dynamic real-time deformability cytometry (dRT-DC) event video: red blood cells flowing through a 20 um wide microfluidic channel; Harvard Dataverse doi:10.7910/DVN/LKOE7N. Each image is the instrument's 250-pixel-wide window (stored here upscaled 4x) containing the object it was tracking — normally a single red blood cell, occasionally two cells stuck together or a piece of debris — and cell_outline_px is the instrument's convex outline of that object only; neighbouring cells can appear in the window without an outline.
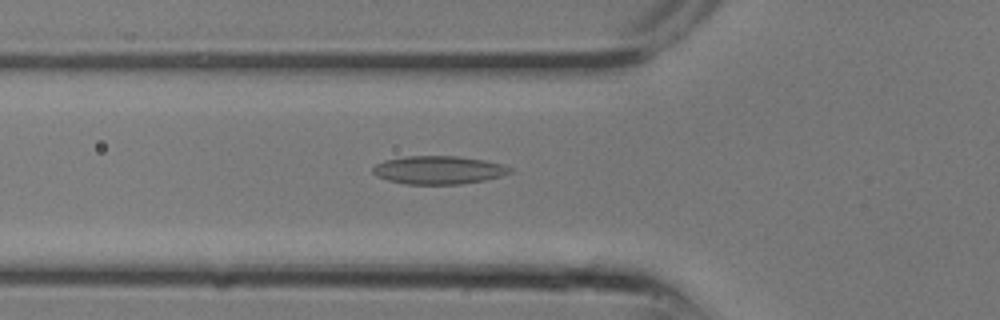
{"species": "common noctule bat (a hibernating species)", "species_latin": "Nyctalus noctula", "temperature_condition": "room temperature", "stored_images_in_passage": 25, "camera_frame_rate_fps": 3000, "um_per_image_px": 0.085, "animal": {"sex": "male", "body_mass_g": 13.3}, "frame": {"image": 1, "passage_image": 9, "time_ms": 2.667, "image_size_px": [1000, 320], "cell_outline_px": [[512, 172], [500, 176], [484, 180], [460, 184], [404, 184], [388, 180], [376, 176], [372, 172], [372, 168], [376, 164], [384, 160], [408, 156], [456, 156], [484, 160], [500, 164], [512, 168]], "centroid_in_image_um": [37.24, 14.45], "position_along_channel_um": 88.6, "area_um2": 22.43}}
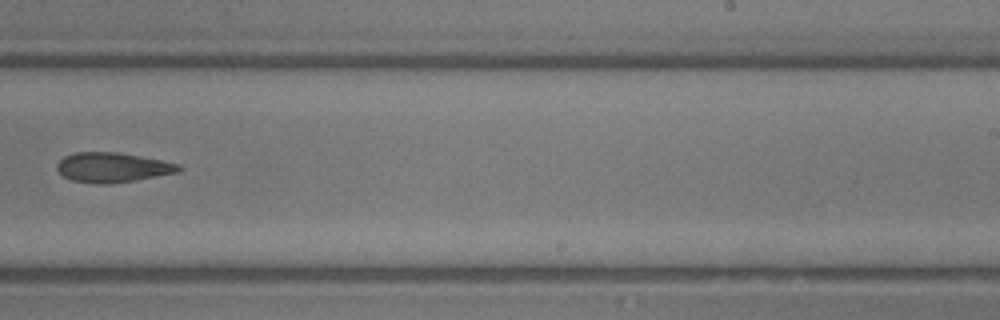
{"frame": {"image": 2, "passage_image": 16, "time_ms": 5.0, "image_size_px": [1000, 320], "cell_outline_px": [[184, 168], [180, 172], [136, 180], [108, 184], [96, 184], [72, 180], [64, 176], [56, 168], [56, 164], [64, 156], [76, 152], [116, 152], [160, 160], [180, 164]], "centroid_in_image_um": [9.58, 14.23], "position_along_channel_um": 279.4, "area_um2": 21.1}}
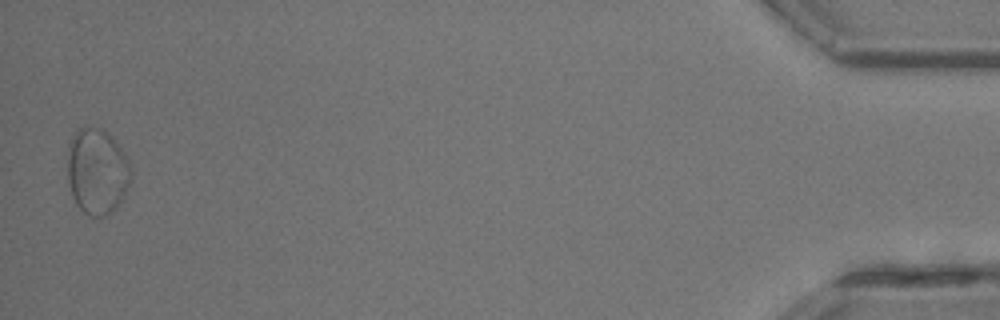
{"frame": {"image": 3, "passage_image": 25, "time_ms": 8.0, "image_size_px": [1000, 320], "cell_outline_px": [[132, 180], [124, 196], [112, 212], [104, 216], [88, 216], [76, 204], [72, 196], [68, 180], [68, 140], [84, 124], [100, 128], [108, 132], [112, 136], [128, 160], [132, 168]], "centroid_in_image_um": [8.26, 14.54], "position_along_channel_um": 426.9, "area_um2": 32.25}}